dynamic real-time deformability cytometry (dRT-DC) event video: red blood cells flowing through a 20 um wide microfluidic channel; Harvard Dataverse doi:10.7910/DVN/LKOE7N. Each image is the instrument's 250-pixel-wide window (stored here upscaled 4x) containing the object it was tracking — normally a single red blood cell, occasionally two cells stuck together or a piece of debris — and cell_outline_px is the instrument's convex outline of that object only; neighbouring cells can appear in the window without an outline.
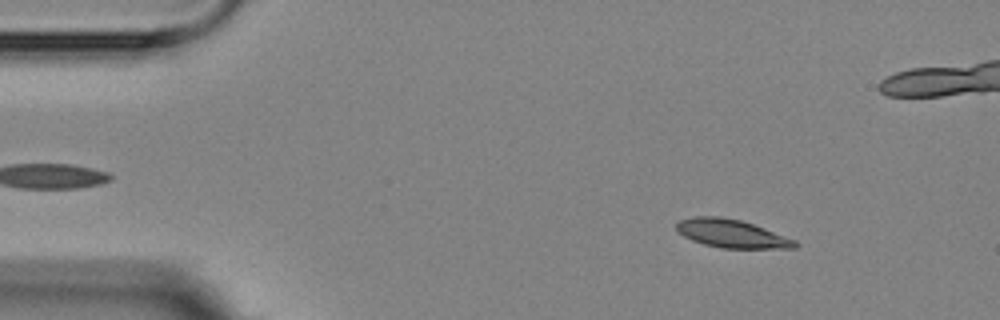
{"species": "Egyptian fruit bat (a non-hibernating species)", "species_latin": "Rousettus aegyptiacus", "temperature_condition": "room temperature", "stored_images_in_passage": 7, "camera_frame_rate_fps": 3000, "um_per_image_px": 0.085, "animal": {"sex": "female"}, "frame": {"image": 1, "passage_image": 2, "time_ms": 1.333, "image_size_px": [1000, 320], "cell_outline_px": [[800, 244], [796, 248], [720, 248], [704, 244], [692, 240], [684, 236], [676, 228], [676, 224], [680, 220], [696, 216], [720, 216], [740, 220], [764, 228], [796, 240]], "centroid_in_image_um": [62.21, 19.86], "position_along_channel_um": 22.8, "area_um2": 19.36}}
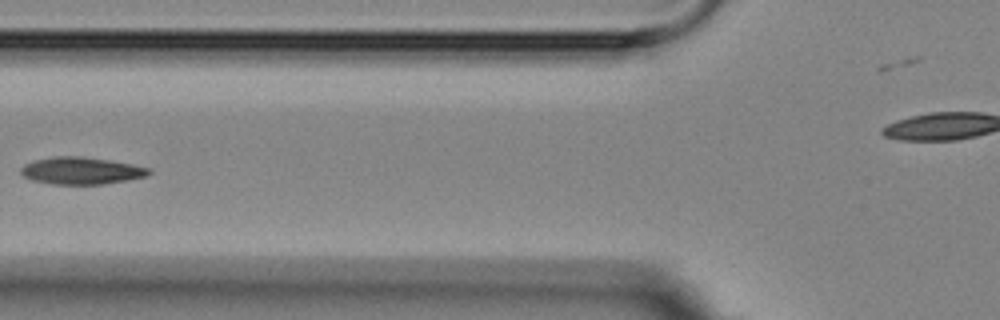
{"frame": {"image": 2, "passage_image": 6, "time_ms": 6.0, "image_size_px": [1000, 320], "cell_outline_px": [[152, 172], [148, 176], [128, 180], [104, 184], [52, 184], [32, 180], [24, 176], [20, 172], [20, 168], [24, 164], [32, 160], [52, 156], [80, 156], [108, 160], [132, 164], [152, 168]], "centroid_in_image_um": [6.91, 14.5], "position_along_channel_um": 118.9, "area_um2": 20.46}}
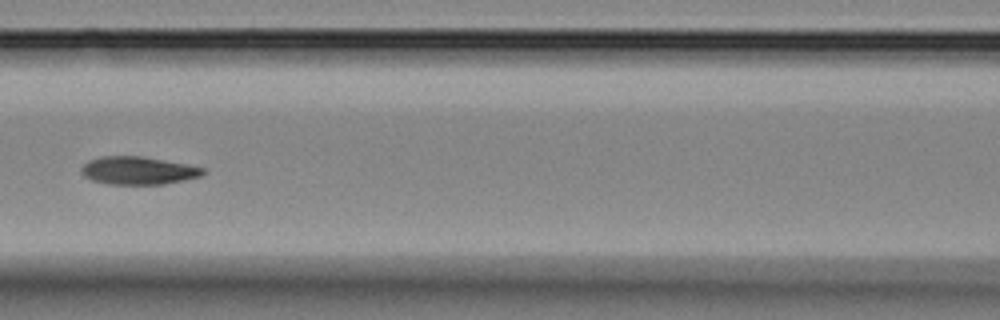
{"frame": {"image": 3, "passage_image": 7, "time_ms": 7.0, "image_size_px": [1000, 320], "cell_outline_px": [[204, 172], [200, 176], [184, 180], [164, 184], [108, 184], [92, 180], [84, 176], [80, 172], [80, 168], [88, 160], [100, 156], [140, 156], [188, 164], [204, 168]], "centroid_in_image_um": [11.7, 14.49], "position_along_channel_um": 154.9, "area_um2": 19.77}}